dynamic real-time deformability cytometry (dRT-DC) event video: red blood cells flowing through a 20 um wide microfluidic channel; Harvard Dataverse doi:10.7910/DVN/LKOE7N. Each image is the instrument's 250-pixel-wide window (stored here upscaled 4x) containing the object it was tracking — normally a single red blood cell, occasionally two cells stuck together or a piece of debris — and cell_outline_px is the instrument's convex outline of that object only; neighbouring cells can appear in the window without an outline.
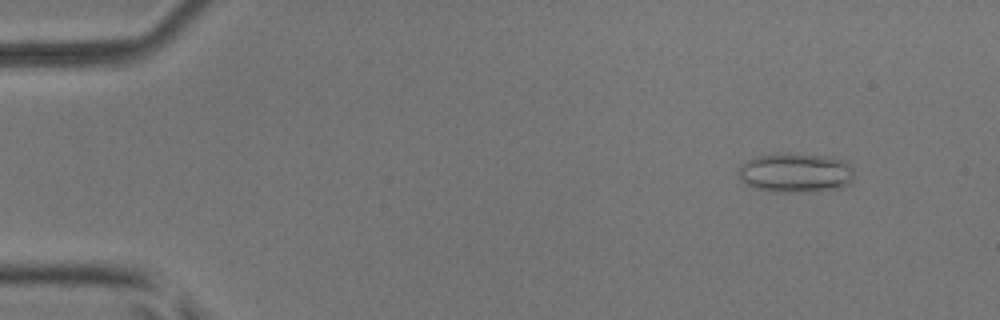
{"species": "common noctule bat (a hibernating species)", "species_latin": "Nyctalus noctula", "temperature_condition": "room temperature", "stored_images_in_passage": 53, "camera_frame_rate_fps": 3000, "um_per_image_px": 0.085, "animal": {"sex": "male", "body_mass_g": 17.9, "forearm_length_mm": 54.2}, "frame": {"image": 1, "passage_image": 6, "time_ms": 1.667, "image_size_px": [1000, 320], "cell_outline_px": [[852, 180], [844, 188], [816, 192], [772, 192], [752, 188], [740, 180], [736, 172], [748, 160], [756, 156], [776, 152], [788, 152], [824, 156], [844, 160], [852, 168]], "centroid_in_image_um": [67.59, 14.69], "position_along_channel_um": 17.4, "area_um2": 27.28}}
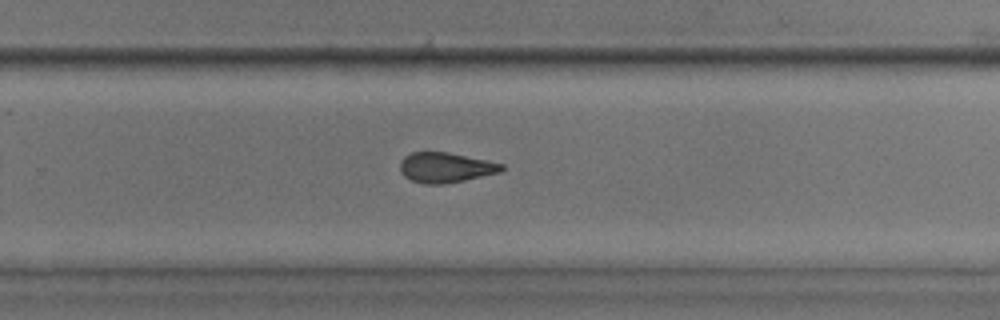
{"frame": {"image": 2, "passage_image": 35, "time_ms": 11.333, "image_size_px": [1000, 320], "cell_outline_px": [[504, 168], [500, 172], [464, 180], [444, 184], [424, 184], [412, 180], [404, 176], [400, 172], [400, 160], [404, 156], [412, 152], [448, 152], [488, 160], [504, 164]], "centroid_in_image_um": [37.86, 14.23], "position_along_channel_um": 291.9, "area_um2": 17.86}}
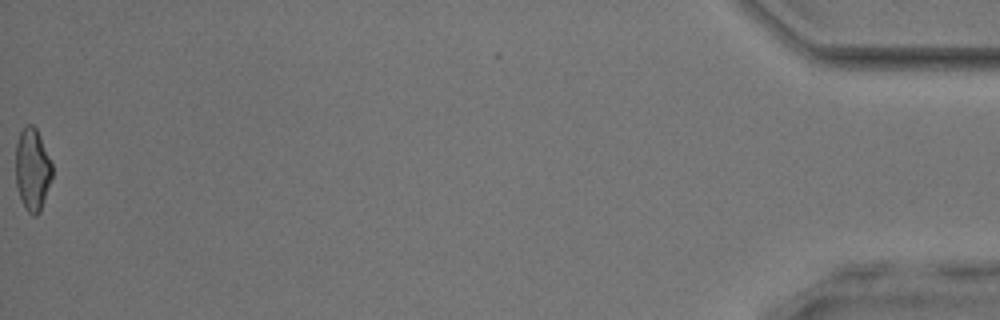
{"frame": {"image": 3, "passage_image": 53, "time_ms": 17.333, "image_size_px": [1000, 320], "cell_outline_px": [[52, 176], [40, 212], [36, 216], [32, 216], [24, 208], [16, 184], [16, 140], [24, 124], [32, 124], [36, 128], [40, 136], [52, 164]], "centroid_in_image_um": [2.74, 14.39], "position_along_channel_um": 432.5, "area_um2": 17.57}, "authors_computed_cell_mechanics": {"area_um2": 18.496, "velocity_mm_per_s": 3.9922, "shape_relaxation_time_tau1_ms": 6.1228, "shape_relaxation_time_tau2_ms": 1.5549, "deformation_change_tau1": 0.18, "deformation_change_tau2": 0.1036}}